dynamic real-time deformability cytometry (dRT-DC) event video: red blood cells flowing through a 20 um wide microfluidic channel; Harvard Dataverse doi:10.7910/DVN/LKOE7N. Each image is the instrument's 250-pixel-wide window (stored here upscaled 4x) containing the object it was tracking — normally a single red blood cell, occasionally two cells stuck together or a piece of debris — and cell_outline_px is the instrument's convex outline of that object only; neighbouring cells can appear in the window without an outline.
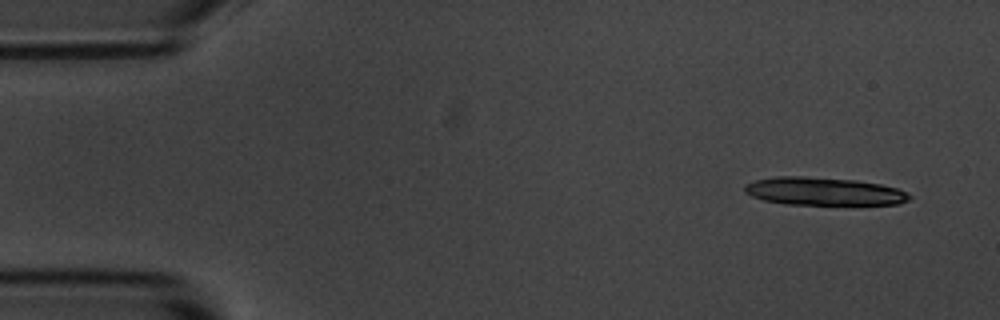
{"species": "common noctule bat (a hibernating species)", "species_latin": "Nyctalus noctula", "temperature_condition": "room temperature", "stored_images_in_passage": 8, "camera_frame_rate_fps": 3000, "um_per_image_px": 0.085, "animal": {"sex": "male", "body_mass_g": 20.1, "forearm_length_mm": 53.5}, "frame": {"image": 1, "passage_image": 1, "time_ms": 0.0, "image_size_px": [1000, 320], "cell_outline_px": [[912, 196], [908, 200], [900, 204], [788, 204], [764, 200], [752, 196], [744, 192], [744, 184], [756, 180], [776, 176], [804, 176], [856, 180], [880, 184], [896, 188], [908, 192]], "centroid_in_image_um": [70.02, 16.25], "position_along_channel_um": 15.0, "area_um2": 26.76}}
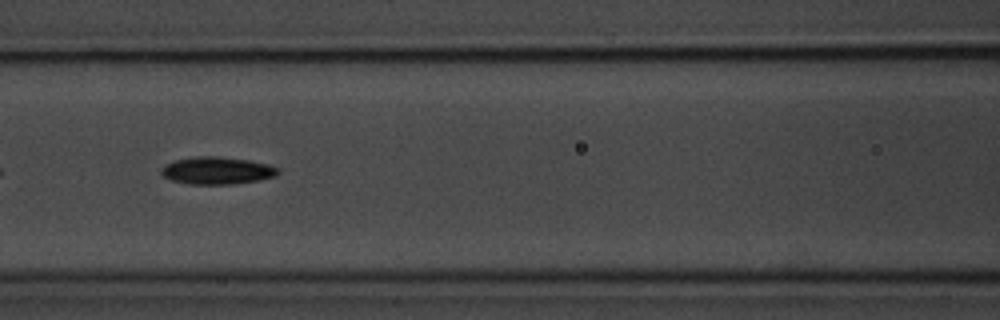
{"frame": {"image": 2, "passage_image": 7, "time_ms": 6.667, "image_size_px": [1000, 320], "cell_outline_px": [[280, 172], [276, 176], [256, 180], [232, 184], [188, 184], [172, 180], [164, 176], [160, 172], [160, 168], [164, 164], [176, 160], [196, 156], [216, 156], [248, 160], [268, 164], [276, 168]], "centroid_in_image_um": [18.4, 14.49], "position_along_channel_um": 148.2, "area_um2": 18.5}}
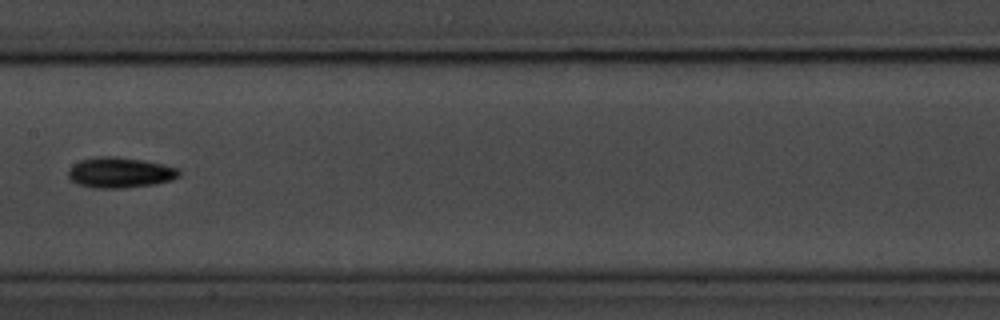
{"frame": {"image": 3, "passage_image": 8, "time_ms": 8.0, "image_size_px": [1000, 320], "cell_outline_px": [[180, 176], [172, 180], [156, 184], [124, 188], [92, 188], [80, 184], [72, 180], [68, 176], [68, 168], [72, 164], [80, 160], [100, 156], [116, 156], [144, 160], [164, 164], [180, 168]], "centroid_in_image_um": [10.23, 14.66], "position_along_channel_um": 197.2, "area_um2": 20.0}}